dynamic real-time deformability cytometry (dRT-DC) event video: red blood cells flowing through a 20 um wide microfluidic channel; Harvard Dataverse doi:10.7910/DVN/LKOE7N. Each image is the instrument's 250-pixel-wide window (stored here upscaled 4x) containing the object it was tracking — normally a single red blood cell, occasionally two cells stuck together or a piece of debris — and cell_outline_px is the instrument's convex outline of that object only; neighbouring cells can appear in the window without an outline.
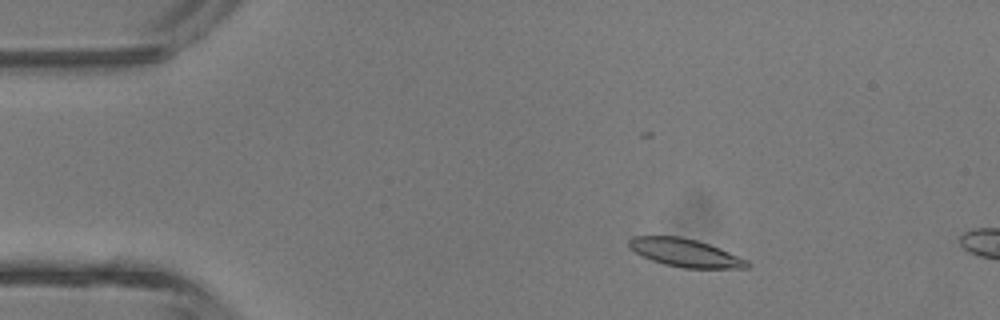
{"species": "common noctule bat (a hibernating species)", "species_latin": "Nyctalus noctula", "temperature_condition": "room temperature", "stored_images_in_passage": 3, "camera_frame_rate_fps": 3000, "um_per_image_px": 0.085, "animal": {"sex": "male", "body_mass_g": 13.3}, "frame": {"image": 1, "passage_image": 2, "time_ms": 1.0, "image_size_px": [1000, 320], "cell_outline_px": [[752, 264], [748, 268], [680, 268], [664, 264], [652, 260], [628, 248], [628, 240], [632, 236], [680, 236], [696, 240], [720, 248], [748, 260]], "centroid_in_image_um": [58.25, 21.49], "position_along_channel_um": 26.8, "area_um2": 19.36}}